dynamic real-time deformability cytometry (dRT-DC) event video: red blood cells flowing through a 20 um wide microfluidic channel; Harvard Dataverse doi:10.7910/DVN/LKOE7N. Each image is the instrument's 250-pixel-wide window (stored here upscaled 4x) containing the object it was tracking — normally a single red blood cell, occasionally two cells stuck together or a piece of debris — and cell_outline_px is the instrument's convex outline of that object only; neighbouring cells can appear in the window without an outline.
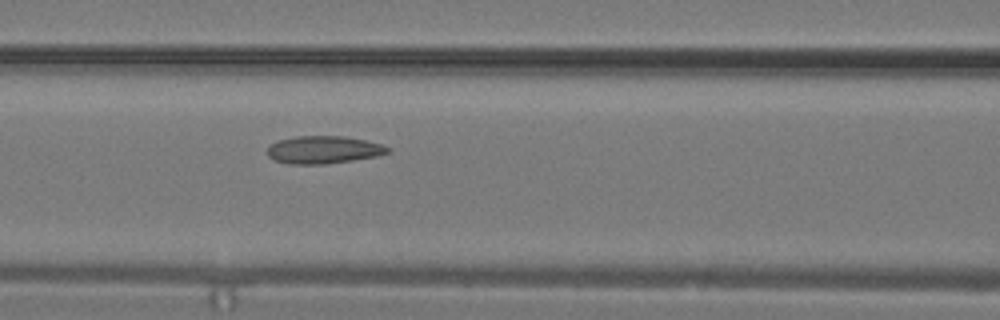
{"species": "common noctule bat (a hibernating species)", "species_latin": "Nyctalus noctula", "temperature_condition": "warm", "stored_images_in_passage": 13, "camera_frame_rate_fps": 3000, "um_per_image_px": 0.085, "animal": {"sex": "male", "body_mass_g": 19.2, "forearm_length_mm": 51.8}, "frame": {"image": 1, "passage_image": 13, "time_ms": 4.0, "image_size_px": [1000, 320], "cell_outline_px": [[392, 152], [376, 156], [352, 160], [324, 164], [288, 164], [272, 160], [268, 156], [268, 144], [276, 140], [296, 136], [344, 136], [364, 140], [380, 144], [392, 148]], "centroid_in_image_um": [27.46, 12.73], "position_along_channel_um": 139.1, "area_um2": 19.59}}